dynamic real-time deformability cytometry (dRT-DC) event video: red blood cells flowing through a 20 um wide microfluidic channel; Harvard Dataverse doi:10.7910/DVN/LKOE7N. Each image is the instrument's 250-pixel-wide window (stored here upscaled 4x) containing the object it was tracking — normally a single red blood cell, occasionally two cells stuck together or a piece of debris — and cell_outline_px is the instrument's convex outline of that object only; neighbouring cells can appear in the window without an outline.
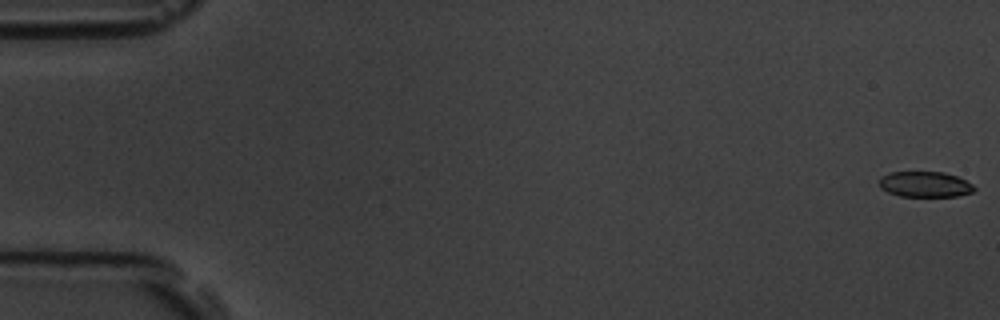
{"species": "common noctule bat (a hibernating species)", "species_latin": "Nyctalus noctula", "temperature_condition": "room temperature", "stored_images_in_passage": 6, "camera_frame_rate_fps": 3000, "um_per_image_px": 0.085, "animal": {"sex": "male", "body_mass_g": 19.5, "forearm_length_mm": 54.6}, "frame": {"image": 1, "passage_image": 1, "time_ms": 0.0, "image_size_px": [1000, 320], "cell_outline_px": [[976, 192], [956, 196], [900, 196], [888, 192], [880, 188], [880, 176], [888, 172], [944, 172], [956, 176], [972, 184], [976, 188]], "centroid_in_image_um": [78.63, 15.66], "position_along_channel_um": 6.4, "area_um2": 14.22}}
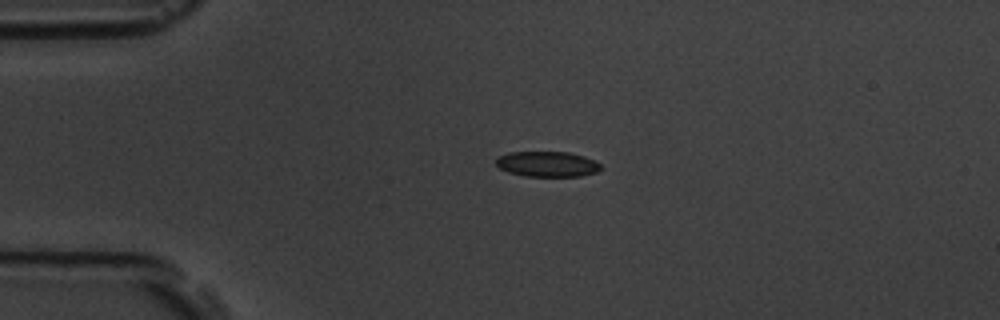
{"frame": {"image": 2, "passage_image": 5, "time_ms": 4.333, "image_size_px": [1000, 320], "cell_outline_px": [[600, 168], [596, 172], [580, 176], [524, 176], [508, 172], [500, 168], [496, 164], [496, 156], [508, 152], [568, 152], [584, 156], [600, 164]], "centroid_in_image_um": [46.46, 13.94], "position_along_channel_um": 38.5, "area_um2": 15.43}}